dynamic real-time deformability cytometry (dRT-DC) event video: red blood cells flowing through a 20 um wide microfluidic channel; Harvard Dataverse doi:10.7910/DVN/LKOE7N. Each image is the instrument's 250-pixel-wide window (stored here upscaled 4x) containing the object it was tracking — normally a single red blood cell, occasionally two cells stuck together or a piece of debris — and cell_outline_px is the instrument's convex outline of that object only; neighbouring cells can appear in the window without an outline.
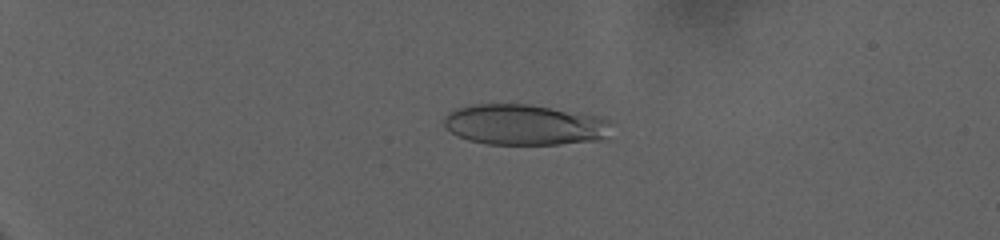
{"species": "human", "species_latin": "Homo sapiens", "temperature_condition": "warm", "stored_images_in_passage": 77, "camera_frame_rate_fps": 3000, "um_per_image_px": 0.085, "donor": {"sex": "female"}, "frame": {"image": 1, "passage_image": 22, "time_ms": 7.0, "image_size_px": [1000, 240], "cell_outline_px": [[608, 124], [604, 136], [600, 140], [560, 144], [488, 144], [468, 140], [452, 132], [444, 124], [444, 116], [448, 112], [456, 108], [468, 104], [528, 104], [596, 116], [608, 120]], "centroid_in_image_um": [44.49, 10.6], "position_along_channel_um": 40.5, "area_um2": 39.13}}
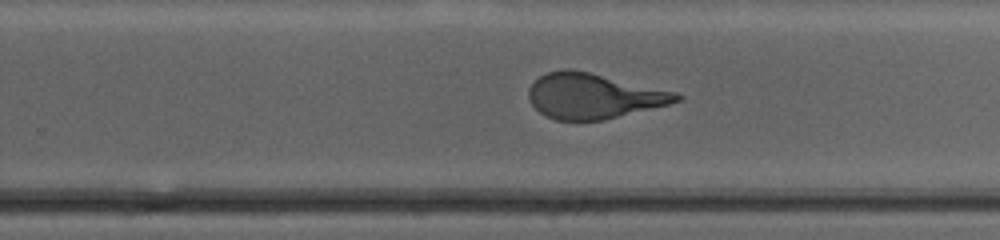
{"frame": {"image": 2, "passage_image": 55, "time_ms": 18.0, "image_size_px": [1000, 240], "cell_outline_px": [[684, 96], [680, 100], [668, 104], [604, 120], [556, 120], [540, 112], [532, 104], [528, 96], [528, 88], [540, 76], [548, 72], [564, 68], [572, 68], [676, 92]], "centroid_in_image_um": [50.43, 8.15], "position_along_channel_um": 279.4, "area_um2": 38.67}}
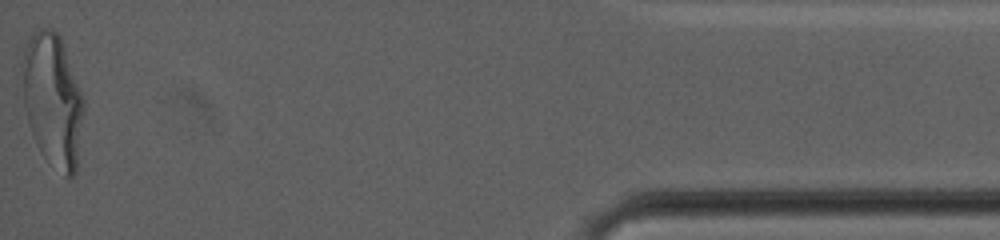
{"frame": {"image": 3, "passage_image": 77, "time_ms": 25.333, "image_size_px": [1000, 240], "cell_outline_px": [[84, 112], [76, 172], [72, 176], [64, 176], [40, 152], [36, 144], [28, 124], [24, 104], [20, 64], [20, 60], [28, 36], [36, 28], [52, 28], [60, 36], [84, 100]], "centroid_in_image_um": [4.44, 8.46], "position_along_channel_um": 430.8, "area_um2": 48.09}, "authors_computed_cell_mechanics": {"area_um2": 41.2692, "velocity_mm_per_s": 2.9346, "shape_relaxation_time_tau1_ms": 9.7918, "shape_relaxation_time_tau2_ms": null, "deformation_change_tau1": 0.3123, "deformation_change_tau2": null}}